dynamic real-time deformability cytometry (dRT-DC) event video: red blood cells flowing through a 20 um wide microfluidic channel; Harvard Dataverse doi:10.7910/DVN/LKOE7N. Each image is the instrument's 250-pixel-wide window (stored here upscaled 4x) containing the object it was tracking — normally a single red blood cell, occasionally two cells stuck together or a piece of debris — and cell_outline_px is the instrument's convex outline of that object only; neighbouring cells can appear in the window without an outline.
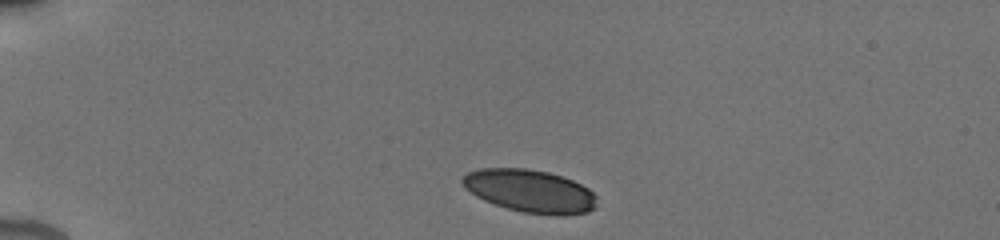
{"species": "human", "species_latin": "Homo sapiens", "temperature_condition": "cold", "stored_images_in_passage": 5, "camera_frame_rate_fps": 3000, "um_per_image_px": 0.085, "donor": {"sex": "male"}, "frame": {"image": 1, "passage_image": 1, "time_ms": 0.0, "image_size_px": [1000, 240], "cell_outline_px": [[596, 208], [588, 212], [556, 216], [524, 212], [508, 208], [484, 200], [476, 196], [460, 180], [468, 172], [480, 168], [524, 168], [548, 172], [572, 180], [588, 188], [596, 196]], "centroid_in_image_um": [45.08, 16.24], "position_along_channel_um": 39.9, "area_um2": 33.23}}
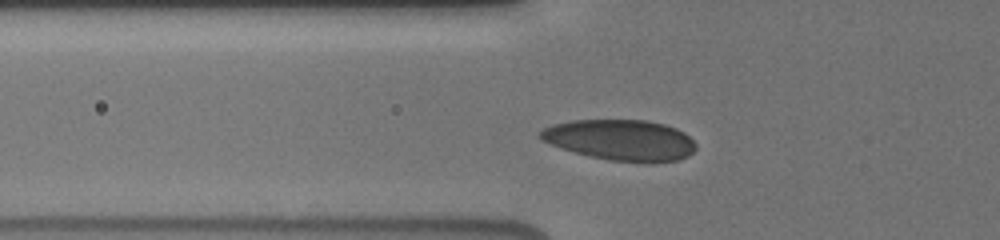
{"frame": {"image": 2, "passage_image": 4, "time_ms": 2.333, "image_size_px": [1000, 240], "cell_outline_px": [[696, 148], [688, 156], [680, 160], [608, 160], [588, 156], [560, 148], [536, 136], [544, 128], [552, 124], [572, 120], [648, 120], [664, 124], [676, 128], [684, 132], [696, 144]], "centroid_in_image_um": [52.72, 11.87], "position_along_channel_um": 73.1, "area_um2": 36.41}}